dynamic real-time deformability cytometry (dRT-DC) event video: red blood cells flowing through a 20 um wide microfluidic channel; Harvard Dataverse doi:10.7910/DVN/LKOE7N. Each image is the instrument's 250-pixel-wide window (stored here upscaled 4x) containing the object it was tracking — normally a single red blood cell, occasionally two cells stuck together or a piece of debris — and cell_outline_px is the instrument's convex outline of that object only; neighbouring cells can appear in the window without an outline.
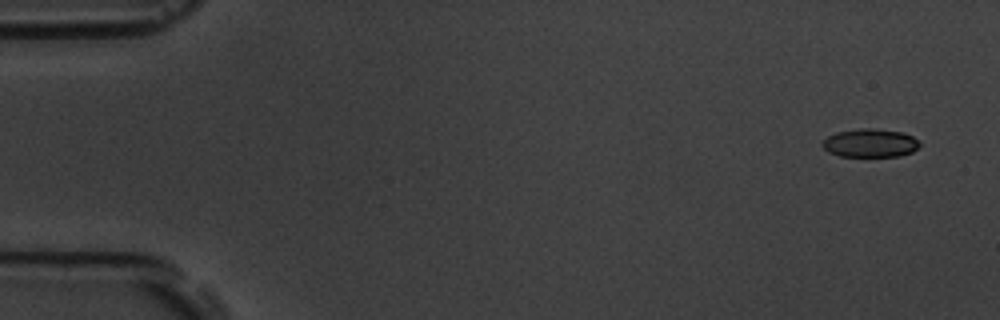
{"species": "common noctule bat (a hibernating species)", "species_latin": "Nyctalus noctula", "temperature_condition": "room temperature", "stored_images_in_passage": 6, "camera_frame_rate_fps": 3000, "um_per_image_px": 0.085, "animal": {"sex": "male", "body_mass_g": 19.5, "forearm_length_mm": 54.6}, "frame": {"image": 1, "passage_image": 1, "time_ms": 0.0, "image_size_px": [1000, 320], "cell_outline_px": [[920, 144], [912, 152], [900, 156], [840, 156], [828, 152], [820, 144], [828, 136], [836, 132], [860, 128], [872, 128], [904, 132], [912, 136]], "centroid_in_image_um": [73.94, 12.15], "position_along_channel_um": 11.1, "area_um2": 16.07}}